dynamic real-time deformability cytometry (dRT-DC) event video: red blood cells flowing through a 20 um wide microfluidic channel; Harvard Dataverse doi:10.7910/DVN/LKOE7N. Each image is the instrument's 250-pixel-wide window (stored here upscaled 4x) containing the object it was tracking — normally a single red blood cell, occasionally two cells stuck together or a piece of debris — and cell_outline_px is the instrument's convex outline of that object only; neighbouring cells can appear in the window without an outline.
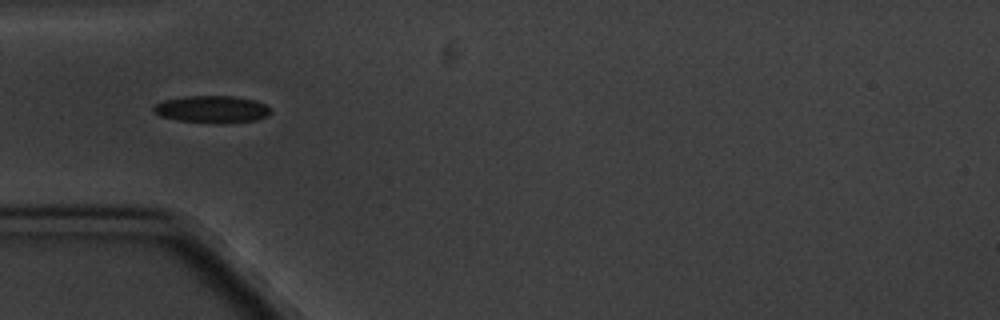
{"species": "common noctule bat (a hibernating species)", "species_latin": "Nyctalus noctula", "temperature_condition": "cold", "stored_images_in_passage": 5, "camera_frame_rate_fps": 3000, "um_per_image_px": 0.085, "animal": {"sex": "male", "body_mass_g": 20.1, "forearm_length_mm": 53.5}, "frame": {"image": 1, "passage_image": 4, "time_ms": 3.667, "image_size_px": [1000, 320], "cell_outline_px": [[272, 112], [268, 116], [256, 120], [220, 124], [180, 120], [160, 116], [152, 108], [156, 104], [164, 100], [184, 96], [232, 96], [256, 100], [264, 104]], "centroid_in_image_um": [18.05, 9.29], "position_along_channel_um": 67.0, "area_um2": 18.5}}